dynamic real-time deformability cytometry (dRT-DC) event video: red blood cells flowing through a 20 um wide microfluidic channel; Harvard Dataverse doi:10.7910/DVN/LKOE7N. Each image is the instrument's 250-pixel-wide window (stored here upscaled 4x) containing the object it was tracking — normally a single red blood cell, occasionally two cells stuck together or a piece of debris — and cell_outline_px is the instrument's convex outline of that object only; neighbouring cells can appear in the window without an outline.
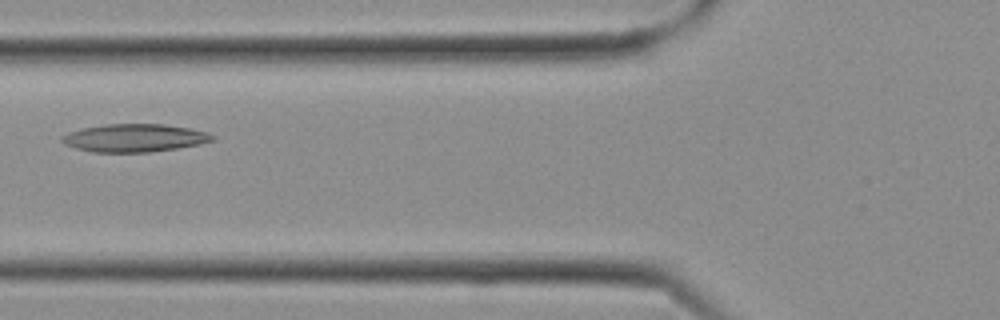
{"species": "Egyptian fruit bat (a non-hibernating species)", "species_latin": "Rousettus aegyptiacus", "temperature_condition": "cold", "stored_images_in_passage": 11, "camera_frame_rate_fps": 3000, "um_per_image_px": 0.085, "frame": {"image": 1, "passage_image": 10, "time_ms": 3.0, "image_size_px": [1000, 320], "cell_outline_px": [[216, 140], [200, 144], [176, 148], [148, 152], [92, 152], [76, 148], [64, 144], [60, 140], [60, 136], [68, 132], [84, 128], [104, 124], [164, 124], [188, 128], [208, 132], [216, 136]], "centroid_in_image_um": [11.43, 11.72], "position_along_channel_um": 114.4, "area_um2": 24.57}}